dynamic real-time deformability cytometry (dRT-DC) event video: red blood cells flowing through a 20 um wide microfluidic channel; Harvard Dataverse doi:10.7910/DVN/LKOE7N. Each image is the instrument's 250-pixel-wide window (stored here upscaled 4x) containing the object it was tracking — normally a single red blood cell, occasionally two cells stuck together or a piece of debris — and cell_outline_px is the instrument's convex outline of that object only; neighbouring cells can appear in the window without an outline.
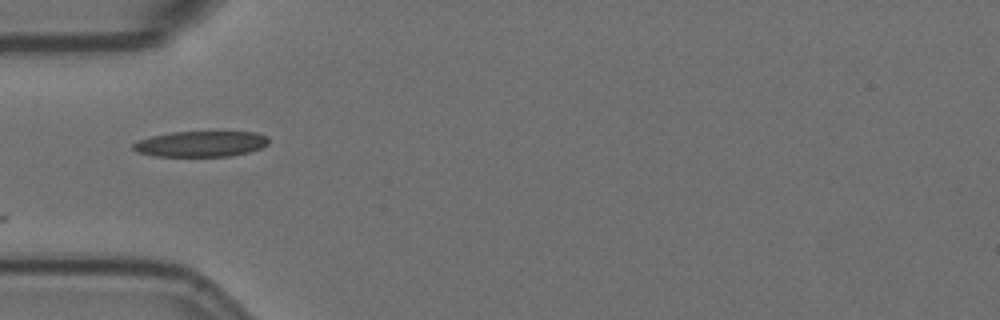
{"species": "Egyptian fruit bat (a non-hibernating species)", "species_latin": "Rousettus aegyptiacus", "temperature_condition": "room temperature", "stored_images_in_passage": 18, "camera_frame_rate_fps": 3000, "um_per_image_px": 0.085, "animal": {"sex": "female"}, "frame": {"image": 1, "passage_image": 1, "time_ms": 0.0, "image_size_px": [1000, 320], "cell_outline_px": [[268, 144], [260, 148], [248, 152], [232, 156], [156, 156], [136, 152], [132, 148], [132, 144], [136, 140], [152, 136], [172, 132], [256, 132], [268, 136]], "centroid_in_image_um": [17.05, 12.23], "position_along_channel_um": 67.9, "area_um2": 20.35}}
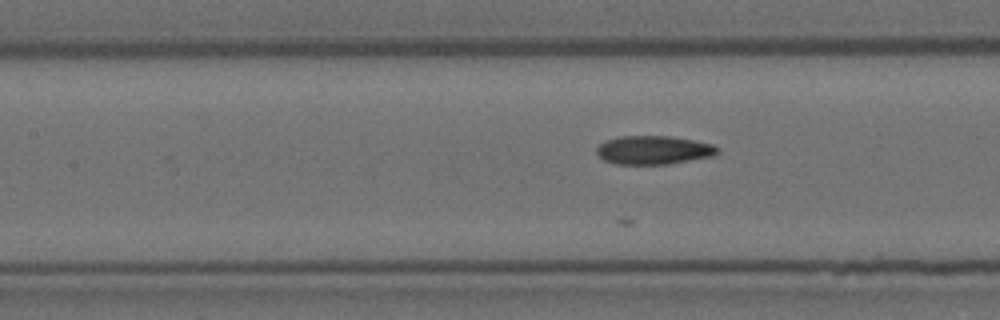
{"frame": {"image": 2, "passage_image": 8, "time_ms": 2.333, "image_size_px": [1000, 320], "cell_outline_px": [[720, 152], [712, 156], [668, 164], [616, 164], [604, 160], [596, 152], [596, 148], [604, 140], [620, 136], [668, 136], [692, 140], [712, 144]], "centroid_in_image_um": [55.51, 12.75], "position_along_channel_um": 151.9, "area_um2": 20.0}}
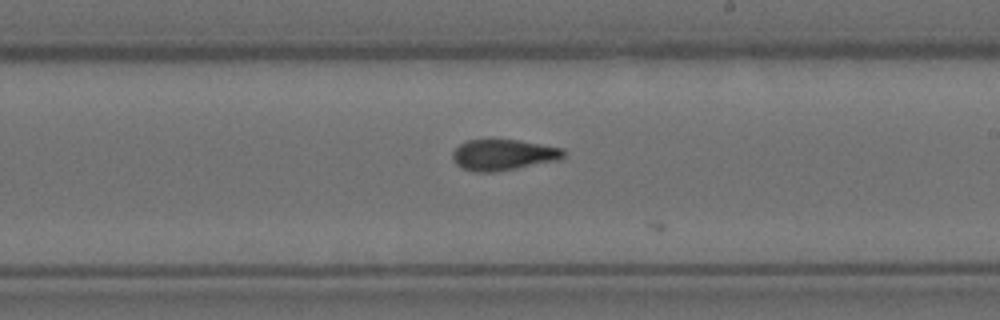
{"frame": {"image": 3, "passage_image": 16, "time_ms": 5.0, "image_size_px": [1000, 320], "cell_outline_px": [[564, 156], [560, 160], [516, 168], [492, 172], [476, 172], [460, 168], [452, 160], [452, 152], [460, 144], [468, 140], [520, 140], [564, 148]], "centroid_in_image_um": [42.77, 13.16], "position_along_channel_um": 246.2, "area_um2": 20.06}}